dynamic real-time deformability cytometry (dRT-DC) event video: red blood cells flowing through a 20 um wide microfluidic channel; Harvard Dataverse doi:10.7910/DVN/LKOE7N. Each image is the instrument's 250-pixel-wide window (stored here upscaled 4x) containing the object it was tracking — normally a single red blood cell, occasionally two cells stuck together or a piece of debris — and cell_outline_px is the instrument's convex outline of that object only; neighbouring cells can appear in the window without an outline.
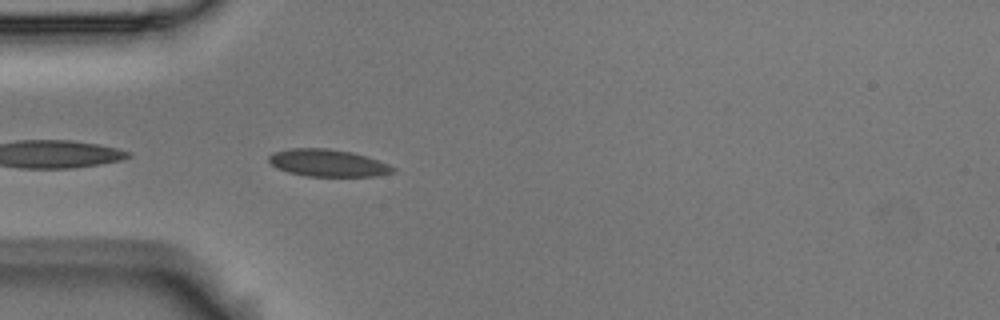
{"species": "Egyptian fruit bat (a non-hibernating species)", "species_latin": "Rousettus aegyptiacus", "temperature_condition": "room temperature", "stored_images_in_passage": 1, "camera_frame_rate_fps": 3000, "um_per_image_px": 0.085, "animal": {"sex": "male"}, "frame": {"image": 1, "passage_image": 1, "time_ms": 0.0, "image_size_px": [1000, 320], "cell_outline_px": [[396, 172], [376, 176], [308, 176], [288, 172], [276, 168], [268, 160], [268, 156], [272, 152], [292, 148], [328, 148], [352, 152], [368, 156], [388, 164], [396, 168]], "centroid_in_image_um": [27.88, 13.85], "position_along_channel_um": 57.1, "area_um2": 19.83}}